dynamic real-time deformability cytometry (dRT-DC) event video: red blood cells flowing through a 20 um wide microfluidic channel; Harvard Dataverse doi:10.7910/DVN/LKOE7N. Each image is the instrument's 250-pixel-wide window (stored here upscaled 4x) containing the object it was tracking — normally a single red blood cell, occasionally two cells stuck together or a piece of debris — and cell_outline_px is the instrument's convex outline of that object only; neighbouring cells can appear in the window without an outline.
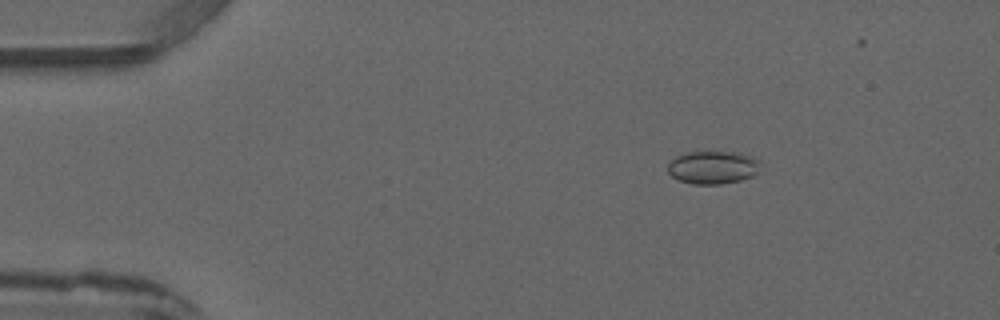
{"species": "common noctule bat (a hibernating species)", "species_latin": "Nyctalus noctula", "temperature_condition": "warm", "stored_images_in_passage": 4, "camera_frame_rate_fps": 3000, "um_per_image_px": 0.085, "animal": {"sex": "male", "forearm_length_mm": 52.5}, "frame": {"image": 1, "passage_image": 1, "time_ms": 0.0, "image_size_px": [1000, 320], "cell_outline_px": [[760, 160], [756, 172], [752, 176], [740, 180], [720, 184], [692, 184], [680, 180], [672, 176], [668, 172], [668, 164], [676, 156], [688, 152], [736, 152], [752, 156]], "centroid_in_image_um": [60.58, 14.22], "position_along_channel_um": 24.4, "area_um2": 17.63}}
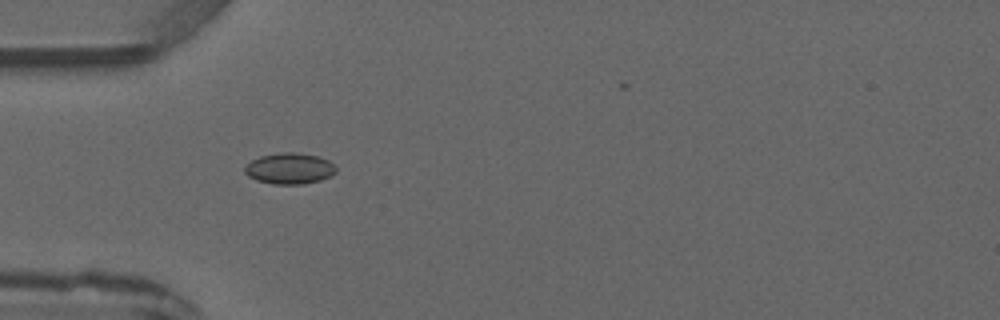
{"frame": {"image": 2, "passage_image": 3, "time_ms": 2.333, "image_size_px": [1000, 320], "cell_outline_px": [[336, 172], [320, 180], [300, 184], [272, 184], [256, 180], [248, 176], [244, 172], [244, 168], [252, 160], [260, 156], [280, 152], [296, 152], [316, 156], [328, 160], [336, 168]], "centroid_in_image_um": [24.58, 14.32], "position_along_channel_um": 60.4, "area_um2": 16.36}}
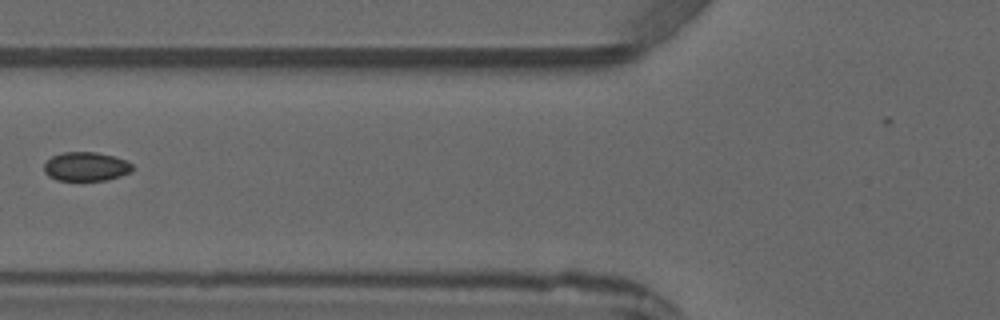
{"frame": {"image": 3, "passage_image": 4, "time_ms": 3.667, "image_size_px": [1000, 320], "cell_outline_px": [[132, 172], [108, 180], [56, 180], [48, 176], [44, 172], [44, 164], [52, 156], [64, 152], [96, 152], [112, 156], [124, 160], [132, 164]], "centroid_in_image_um": [7.29, 14.16], "position_along_channel_um": 118.5, "area_um2": 14.85}}